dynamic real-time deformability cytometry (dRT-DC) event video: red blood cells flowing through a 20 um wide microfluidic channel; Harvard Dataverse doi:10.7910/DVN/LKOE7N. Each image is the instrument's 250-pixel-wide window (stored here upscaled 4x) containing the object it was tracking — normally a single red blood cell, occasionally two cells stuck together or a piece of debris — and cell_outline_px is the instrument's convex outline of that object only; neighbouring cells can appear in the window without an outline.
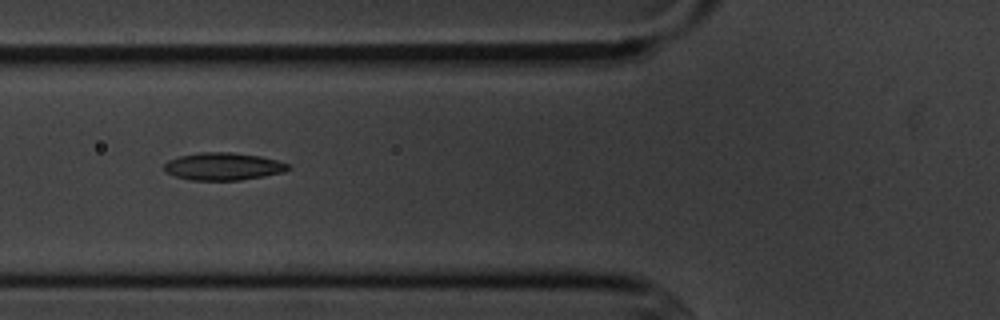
{"species": "common noctule bat (a hibernating species)", "species_latin": "Nyctalus noctula", "temperature_condition": "cold", "stored_images_in_passage": 10, "camera_frame_rate_fps": 3000, "um_per_image_px": 0.085, "animal": {"sex": "male", "body_mass_g": 20.1, "forearm_length_mm": 53.5}, "frame": {"image": 1, "passage_image": 6, "time_ms": 6.0, "image_size_px": [1000, 320], "cell_outline_px": [[292, 168], [284, 172], [264, 176], [240, 180], [192, 180], [176, 176], [164, 172], [164, 164], [168, 160], [180, 156], [200, 152], [232, 152], [260, 156], [276, 160], [288, 164]], "centroid_in_image_um": [18.97, 14.14], "position_along_channel_um": 106.8, "area_um2": 19.88}}
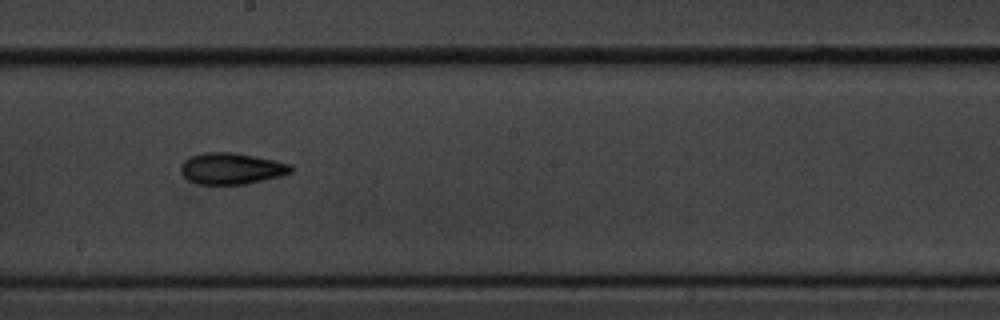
{"frame": {"image": 2, "passage_image": 9, "time_ms": 9.333, "image_size_px": [1000, 320], "cell_outline_px": [[292, 172], [280, 176], [244, 184], [196, 184], [188, 180], [180, 172], [180, 168], [184, 160], [192, 156], [204, 152], [232, 152], [276, 160], [292, 164]], "centroid_in_image_um": [19.67, 14.32], "position_along_channel_um": 228.5, "area_um2": 20.11}}
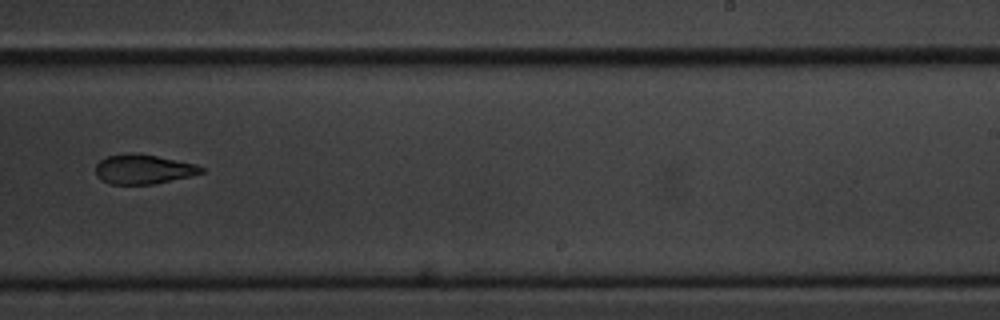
{"frame": {"image": 3, "passage_image": 10, "time_ms": 10.667, "image_size_px": [1000, 320], "cell_outline_px": [[204, 172], [156, 184], [112, 184], [100, 180], [96, 176], [96, 164], [100, 160], [108, 156], [132, 152], [136, 152], [196, 164], [204, 168]], "centroid_in_image_um": [12.15, 14.38], "position_along_channel_um": 276.8, "area_um2": 18.15}}